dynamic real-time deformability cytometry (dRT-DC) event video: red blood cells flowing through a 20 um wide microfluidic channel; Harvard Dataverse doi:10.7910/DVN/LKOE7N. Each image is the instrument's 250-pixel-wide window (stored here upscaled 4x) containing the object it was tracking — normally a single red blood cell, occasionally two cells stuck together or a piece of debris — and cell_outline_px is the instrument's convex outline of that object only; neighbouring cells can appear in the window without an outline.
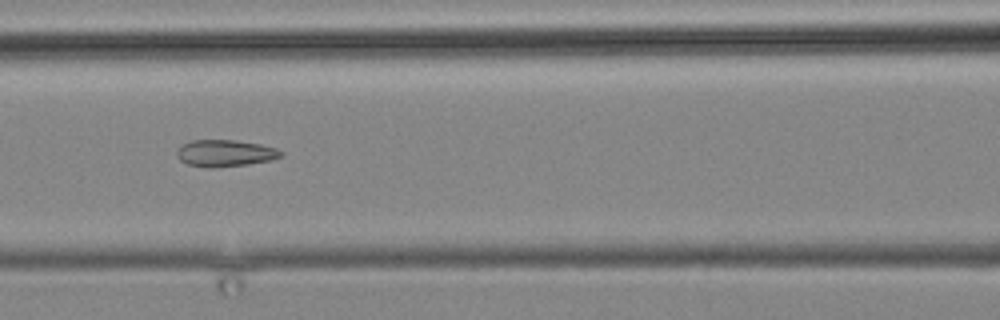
{"species": "common noctule bat (a hibernating species)", "species_latin": "Nyctalus noctula", "temperature_condition": "cold", "stored_images_in_passage": 22, "camera_frame_rate_fps": 3000, "um_per_image_px": 0.085, "animal": {"sex": "male", "body_mass_g": 19.2, "forearm_length_mm": 51.8}, "frame": {"image": 1, "passage_image": 13, "time_ms": 14.0, "image_size_px": [1000, 320], "cell_outline_px": [[284, 156], [272, 160], [248, 164], [212, 168], [208, 168], [188, 164], [180, 160], [176, 156], [176, 152], [184, 144], [192, 140], [236, 140], [260, 144], [276, 148], [284, 152]], "centroid_in_image_um": [19.18, 13.02], "position_along_channel_um": 147.4, "area_um2": 16.3}}
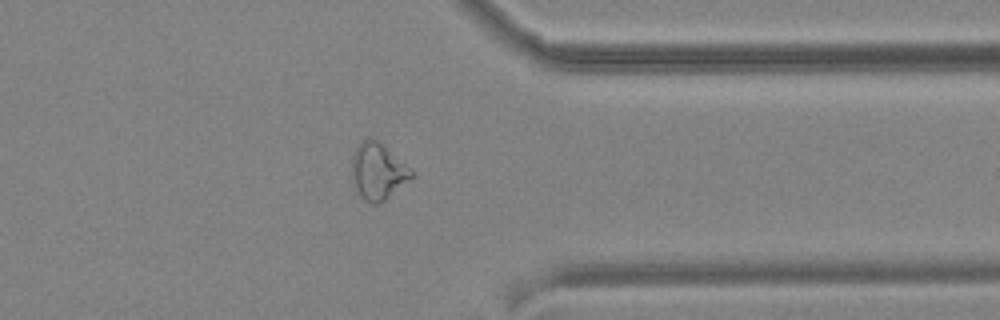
{"frame": {"image": 2, "passage_image": 19, "time_ms": 21.0, "image_size_px": [1000, 320], "cell_outline_px": [[416, 176], [412, 180], [384, 200], [376, 204], [372, 204], [364, 200], [360, 196], [352, 180], [352, 152], [368, 136], [372, 136], [404, 164]], "centroid_in_image_um": [32.11, 14.58], "position_along_channel_um": 379.3, "area_um2": 19.42}}
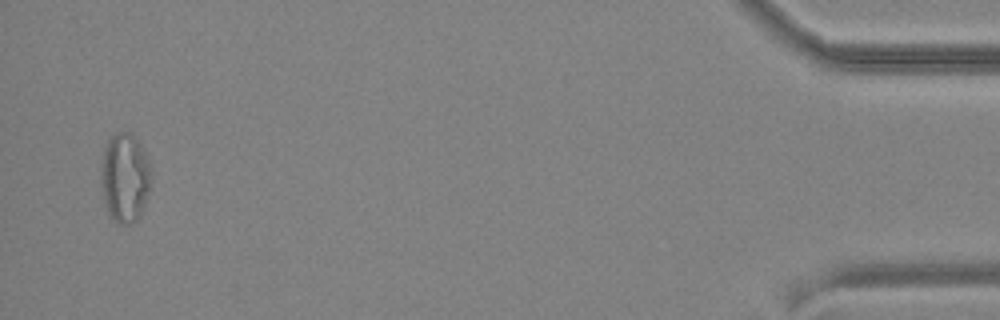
{"frame": {"image": 3, "passage_image": 22, "time_ms": 24.667, "image_size_px": [1000, 320], "cell_outline_px": [[152, 180], [140, 216], [136, 220], [128, 224], [120, 224], [108, 216], [100, 184], [100, 160], [108, 136], [116, 132], [132, 132], [140, 144], [148, 160], [152, 176]], "centroid_in_image_um": [10.58, 15.07], "position_along_channel_um": 424.6, "area_um2": 26.7}}